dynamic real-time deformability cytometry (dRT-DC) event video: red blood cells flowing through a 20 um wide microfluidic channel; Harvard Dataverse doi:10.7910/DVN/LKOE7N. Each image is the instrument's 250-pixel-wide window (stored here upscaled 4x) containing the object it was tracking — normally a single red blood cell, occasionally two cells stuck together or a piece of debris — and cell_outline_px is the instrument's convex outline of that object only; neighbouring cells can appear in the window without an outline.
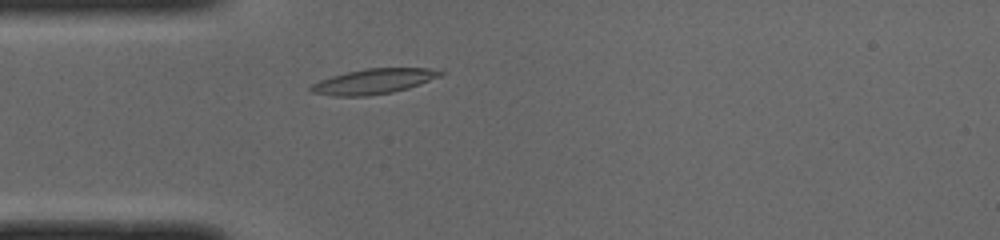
{"species": "common noctule bat (a hibernating species)", "species_latin": "Nyctalus noctula", "temperature_condition": "cold", "stored_images_in_passage": 38, "camera_frame_rate_fps": 3000, "um_per_image_px": 0.085, "animal": {"sex": "male", "body_mass_g": 19.0, "forearm_length_mm": 50.8}, "frame": {"image": 1, "passage_image": 2, "time_ms": 0.333, "image_size_px": [1000, 240], "cell_outline_px": [[448, 72], [440, 76], [420, 84], [408, 88], [392, 92], [368, 96], [332, 96], [312, 92], [308, 88], [312, 84], [320, 80], [332, 76], [364, 68], [428, 68]], "centroid_in_image_um": [31.77, 6.91], "position_along_channel_um": 53.2, "area_um2": 18.96}}
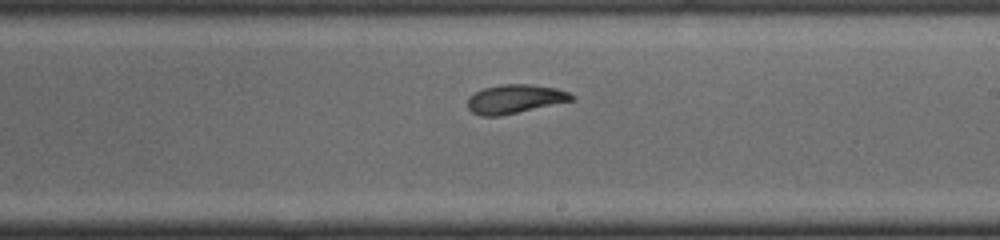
{"frame": {"image": 2, "passage_image": 17, "time_ms": 5.333, "image_size_px": [1000, 240], "cell_outline_px": [[576, 100], [500, 116], [480, 116], [472, 112], [468, 108], [468, 96], [484, 88], [500, 84], [532, 84], [556, 88], [568, 92], [576, 96]], "centroid_in_image_um": [43.8, 8.41], "position_along_channel_um": 245.2, "area_um2": 17.69}}
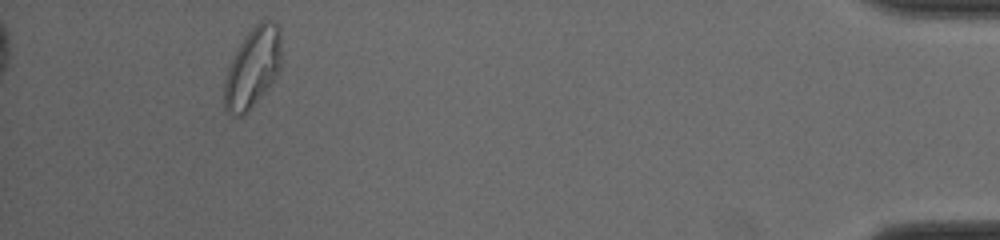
{"frame": {"image": 3, "passage_image": 35, "time_ms": 11.333, "image_size_px": [1000, 240], "cell_outline_px": [[280, 68], [276, 76], [268, 88], [244, 116], [232, 116], [224, 108], [224, 80], [232, 56], [236, 48], [244, 36], [260, 20], [268, 20], [276, 24], [280, 28]], "centroid_in_image_um": [21.45, 5.77], "position_along_channel_um": 413.8, "area_um2": 26.76}, "authors_computed_cell_mechanics": {"area_um2": 18.1492, "velocity_mm_per_s": 3.9527, "shape_relaxation_time_tau1_ms": 4.7097, "shape_relaxation_time_tau2_ms": 3.5154, "deformation_change_tau1": 0.1722, "deformation_change_tau2": 0.0969}}